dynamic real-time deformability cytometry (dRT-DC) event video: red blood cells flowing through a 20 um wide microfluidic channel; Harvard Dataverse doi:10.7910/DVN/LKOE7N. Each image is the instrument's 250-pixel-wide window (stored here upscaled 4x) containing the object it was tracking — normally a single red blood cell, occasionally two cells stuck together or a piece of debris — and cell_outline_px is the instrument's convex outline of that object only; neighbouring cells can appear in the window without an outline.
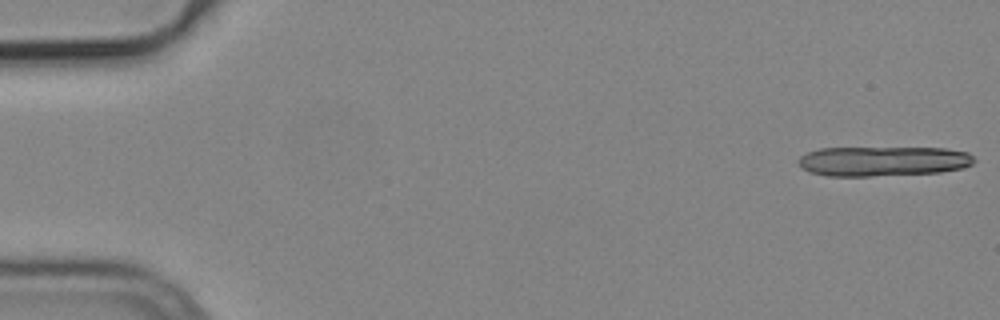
{"species": "common noctule bat (a hibernating species)", "species_latin": "Nyctalus noctula", "temperature_condition": "cold", "stored_images_in_passage": 13, "camera_frame_rate_fps": 3000, "um_per_image_px": 0.085, "animal": {"sex": "male", "body_mass_g": 19.2, "forearm_length_mm": 51.8}, "frame": {"image": 1, "passage_image": 1, "time_ms": 0.0, "image_size_px": [1000, 320], "cell_outline_px": [[976, 160], [972, 164], [964, 168], [940, 172], [872, 176], [824, 176], [808, 172], [800, 168], [796, 160], [800, 156], [808, 152], [820, 148], [944, 148], [968, 152]], "centroid_in_image_um": [75.02, 13.7], "position_along_channel_um": 10.0, "area_um2": 30.87}}